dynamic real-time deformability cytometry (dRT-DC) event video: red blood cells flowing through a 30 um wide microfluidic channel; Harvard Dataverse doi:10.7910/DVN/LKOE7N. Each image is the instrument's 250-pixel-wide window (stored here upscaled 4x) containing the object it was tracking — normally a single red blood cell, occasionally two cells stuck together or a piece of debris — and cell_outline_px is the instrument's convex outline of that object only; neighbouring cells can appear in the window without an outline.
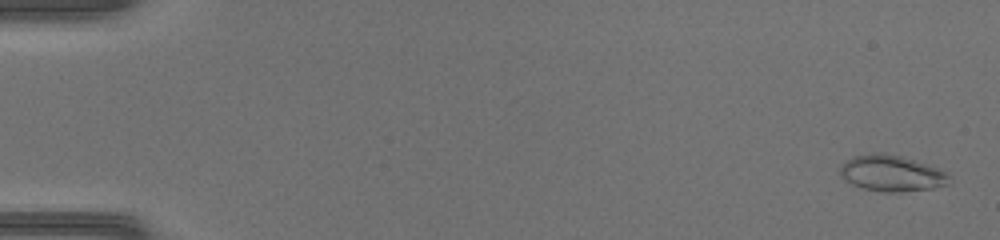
{"species": "common noctule bat (a hibernating species)", "species_latin": "Nyctalus noctula", "temperature_condition": "warm", "stored_images_in_passage": 50, "camera_frame_rate_fps": 3000, "um_per_image_px": 0.085, "animal": {"sex": "female", "body_mass_g": 17.0, "forearm_length_mm": 48.0}, "frame": {"image": 1, "passage_image": 2, "time_ms": 0.333, "image_size_px": [1000, 240], "cell_outline_px": [[948, 184], [932, 188], [900, 192], [880, 192], [860, 188], [844, 180], [836, 172], [852, 156], [872, 152], [880, 152], [900, 156], [916, 160], [936, 168], [944, 172], [948, 176]], "centroid_in_image_um": [75.7, 14.73], "position_along_channel_um": 9.3, "area_um2": 23.0}}
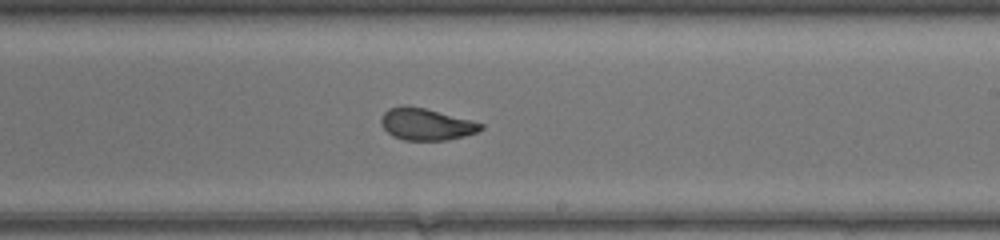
{"frame": {"image": 2, "passage_image": 31, "time_ms": 10.0, "image_size_px": [1000, 240], "cell_outline_px": [[484, 128], [476, 132], [464, 136], [448, 140], [404, 140], [392, 136], [380, 124], [380, 120], [384, 112], [388, 108], [400, 104], [404, 104], [424, 108], [472, 120], [484, 124]], "centroid_in_image_um": [36.2, 10.55], "position_along_channel_um": 252.8, "area_um2": 18.67}}
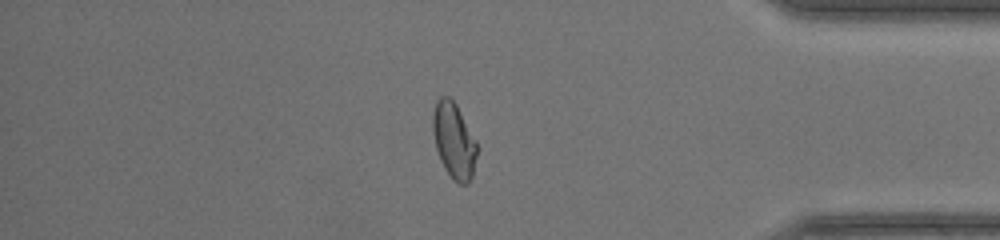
{"frame": {"image": 3, "passage_image": 43, "time_ms": 14.0, "image_size_px": [1000, 240], "cell_outline_px": [[476, 156], [472, 176], [468, 184], [460, 184], [452, 180], [444, 168], [440, 160], [436, 148], [432, 132], [432, 112], [436, 100], [440, 96], [448, 96], [456, 104], [476, 140]], "centroid_in_image_um": [38.55, 11.94], "position_along_channel_um": 396.6, "area_um2": 19.59}, "authors_computed_cell_mechanics": {"area_um2": 20.1433, "velocity_mm_per_s": 4.2583, "shape_relaxation_time_tau1_ms": 8.5496, "shape_relaxation_time_tau2_ms": 0.973, "deformation_change_tau1": 0.2479, "deformation_change_tau2": 0.058}}